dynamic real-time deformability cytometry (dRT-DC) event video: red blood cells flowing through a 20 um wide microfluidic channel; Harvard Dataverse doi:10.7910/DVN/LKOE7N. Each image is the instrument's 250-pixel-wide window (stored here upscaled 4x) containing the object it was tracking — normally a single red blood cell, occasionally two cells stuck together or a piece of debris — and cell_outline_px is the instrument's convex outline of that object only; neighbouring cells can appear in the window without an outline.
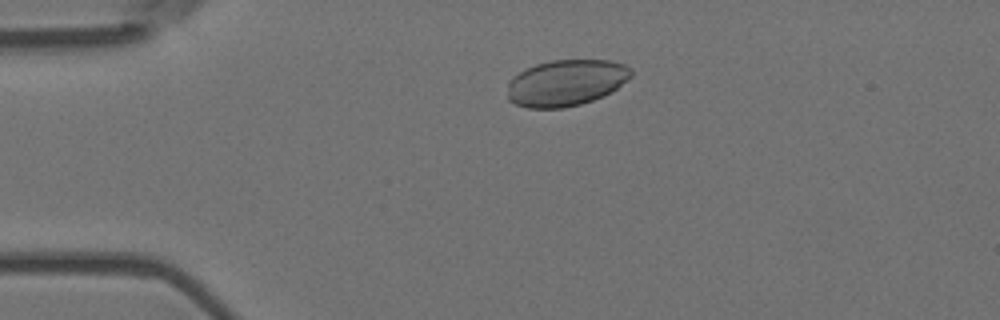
{"species": "Egyptian fruit bat (a non-hibernating species)", "species_latin": "Rousettus aegyptiacus", "temperature_condition": "room temperature", "stored_images_in_passage": 2, "camera_frame_rate_fps": 3000, "um_per_image_px": 0.085, "animal": {"sex": "female"}, "frame": {"image": 1, "passage_image": 1, "time_ms": 0.0, "image_size_px": [1000, 320], "cell_outline_px": [[632, 76], [628, 80], [612, 92], [604, 96], [580, 104], [564, 108], [528, 108], [516, 104], [508, 100], [508, 80], [512, 76], [524, 68], [536, 64], [552, 60], [612, 60], [624, 64], [632, 68]], "centroid_in_image_um": [48.12, 7.03], "position_along_channel_um": 36.9, "area_um2": 33.81}}